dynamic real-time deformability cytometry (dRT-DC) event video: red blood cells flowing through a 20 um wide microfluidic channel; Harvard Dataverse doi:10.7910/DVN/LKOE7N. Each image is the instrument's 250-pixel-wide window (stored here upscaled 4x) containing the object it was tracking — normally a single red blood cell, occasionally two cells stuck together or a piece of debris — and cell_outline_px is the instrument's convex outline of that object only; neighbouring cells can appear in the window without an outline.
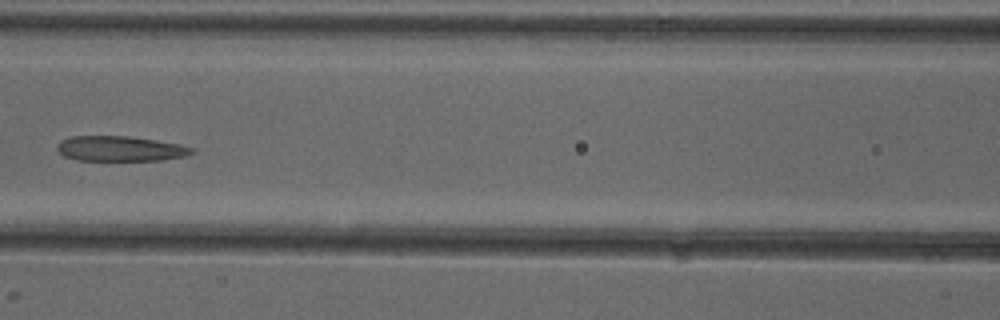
{"species": "common noctule bat (a hibernating species)", "species_latin": "Nyctalus noctula", "temperature_condition": "cold", "stored_images_in_passage": 7, "camera_frame_rate_fps": 3000, "um_per_image_px": 0.085, "animal": {"sex": "female"}, "frame": {"image": 1, "passage_image": 7, "time_ms": 7.667, "image_size_px": [1000, 320], "cell_outline_px": [[196, 152], [188, 156], [160, 160], [76, 160], [64, 156], [56, 148], [60, 140], [72, 136], [128, 136], [156, 140], [180, 144], [196, 148]], "centroid_in_image_um": [10.27, 12.63], "position_along_channel_um": 156.3, "area_um2": 19.88}}